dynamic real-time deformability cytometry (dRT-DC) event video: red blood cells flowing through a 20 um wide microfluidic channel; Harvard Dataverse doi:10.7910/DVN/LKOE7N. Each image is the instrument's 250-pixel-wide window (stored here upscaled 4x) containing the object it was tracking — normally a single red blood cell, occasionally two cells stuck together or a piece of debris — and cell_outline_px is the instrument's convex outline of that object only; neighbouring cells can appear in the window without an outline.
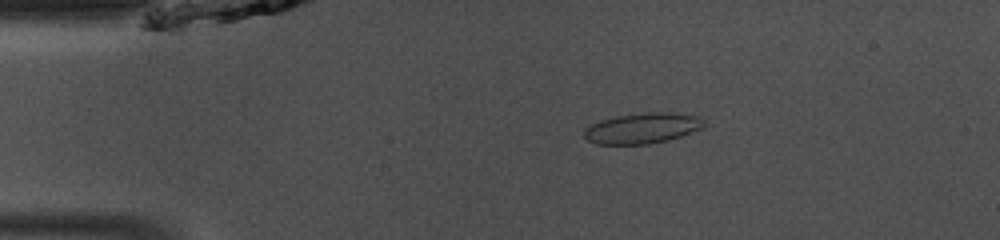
{"species": "common noctule bat (a hibernating species)", "species_latin": "Nyctalus noctula", "temperature_condition": "room temperature", "stored_images_in_passage": 48, "camera_frame_rate_fps": 3000, "um_per_image_px": 0.085, "animal": {"sex": "male", "body_mass_g": 13.0, "forearm_length_mm": 53.1}, "frame": {"image": 1, "passage_image": 9, "time_ms": 2.667, "image_size_px": [1000, 240], "cell_outline_px": [[708, 124], [704, 128], [668, 140], [648, 144], [596, 144], [588, 140], [584, 136], [584, 128], [600, 120], [616, 116], [644, 112], [672, 112], [700, 116]], "centroid_in_image_um": [54.65, 10.88], "position_along_channel_um": 30.3, "area_um2": 21.62}}
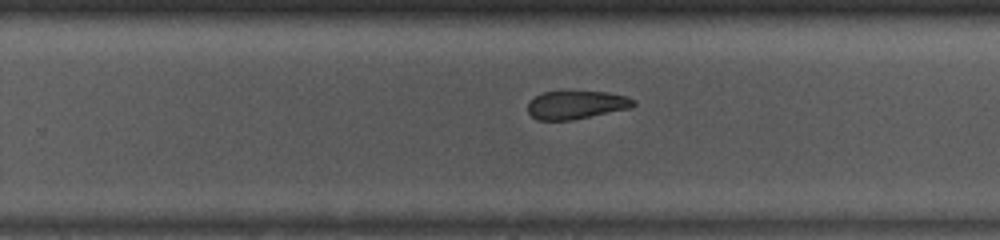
{"frame": {"image": 2, "passage_image": 30, "time_ms": 9.667, "image_size_px": [1000, 240], "cell_outline_px": [[636, 104], [632, 108], [572, 120], [536, 120], [528, 112], [528, 104], [536, 96], [544, 92], [604, 92], [628, 96], [636, 100]], "centroid_in_image_um": [49.03, 8.93], "position_along_channel_um": 280.8, "area_um2": 17.34}}
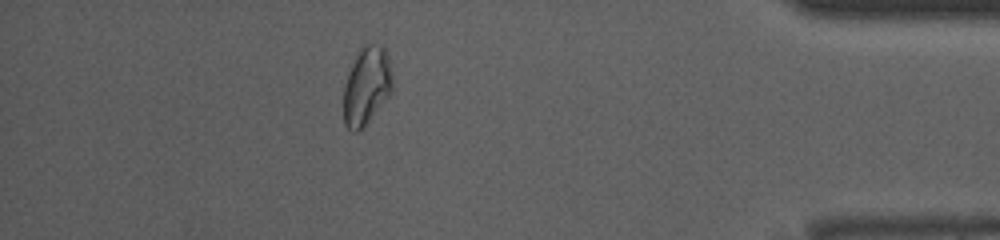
{"frame": {"image": 3, "passage_image": 42, "time_ms": 13.667, "image_size_px": [1000, 240], "cell_outline_px": [[392, 92], [364, 128], [360, 132], [352, 132], [344, 124], [344, 84], [348, 72], [360, 48], [364, 44], [384, 44], [388, 52], [392, 72]], "centroid_in_image_um": [31.18, 7.3], "position_along_channel_um": 404.0, "area_um2": 22.72}, "authors_computed_cell_mechanics": {"area_um2": 20.1144, "velocity_mm_per_s": 4.1467, "shape_relaxation_time_tau1_ms": null, "shape_relaxation_time_tau2_ms": 1.8065, "deformation_change_tau1": null, "deformation_change_tau2": 0.0684}}